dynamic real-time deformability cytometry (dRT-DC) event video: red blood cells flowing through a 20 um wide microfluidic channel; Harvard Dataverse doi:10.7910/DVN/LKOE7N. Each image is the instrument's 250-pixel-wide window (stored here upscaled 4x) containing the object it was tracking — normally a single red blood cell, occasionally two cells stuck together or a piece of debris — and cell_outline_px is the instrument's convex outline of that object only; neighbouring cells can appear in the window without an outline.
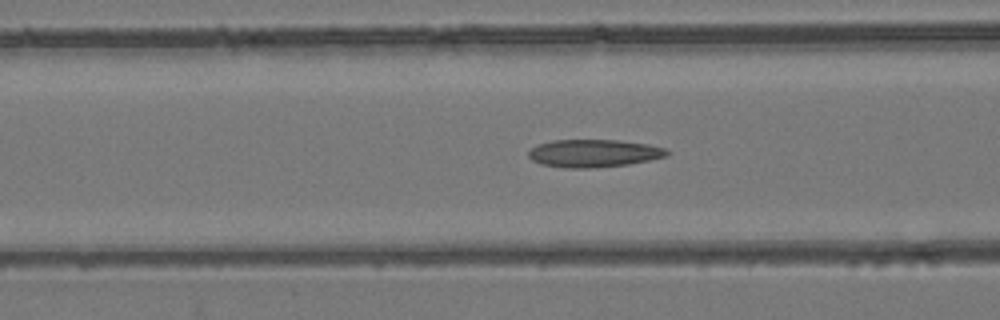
{"species": "common noctule bat (a hibernating species)", "species_latin": "Nyctalus noctula", "temperature_condition": "room temperature", "stored_images_in_passage": 44, "camera_frame_rate_fps": 3000, "um_per_image_px": 0.085, "animal": {"sex": "female", "body_mass_g": 24.6, "forearm_length_mm": 56.2}, "frame": {"image": 1, "passage_image": 20, "time_ms": 6.333, "image_size_px": [1000, 320], "cell_outline_px": [[668, 156], [628, 164], [596, 168], [564, 168], [540, 164], [532, 160], [528, 156], [528, 152], [536, 144], [552, 140], [616, 140], [648, 144], [664, 148], [668, 152]], "centroid_in_image_um": [50.42, 13.03], "position_along_channel_um": 116.2, "area_um2": 22.43}}
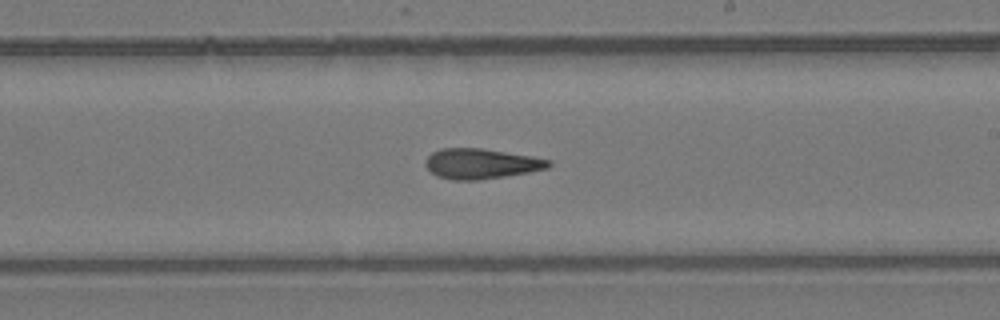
{"frame": {"image": 2, "passage_image": 30, "time_ms": 9.667, "image_size_px": [1000, 320], "cell_outline_px": [[552, 164], [548, 168], [528, 172], [480, 180], [452, 180], [436, 176], [424, 164], [428, 156], [432, 152], [440, 148], [480, 148], [532, 156], [552, 160]], "centroid_in_image_um": [40.89, 13.91], "position_along_channel_um": 248.1, "area_um2": 21.68}}
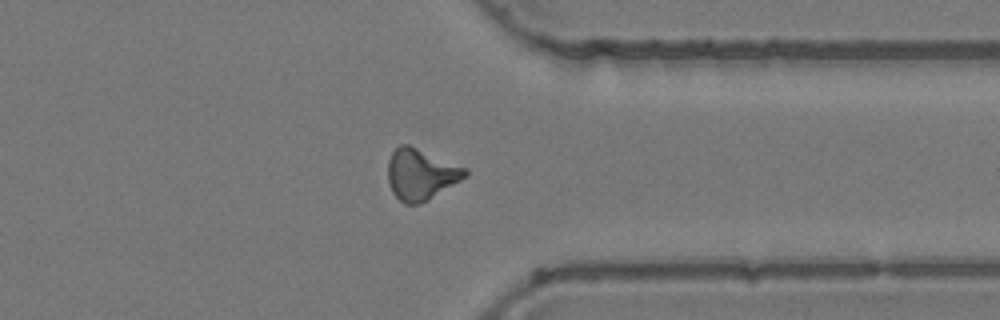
{"frame": {"image": 3, "passage_image": 40, "time_ms": 13.0, "image_size_px": [1000, 320], "cell_outline_px": [[468, 176], [420, 204], [404, 204], [392, 192], [388, 180], [388, 160], [392, 152], [400, 144], [408, 144], [468, 168]], "centroid_in_image_um": [35.78, 14.81], "position_along_channel_um": 375.6, "area_um2": 23.0}}